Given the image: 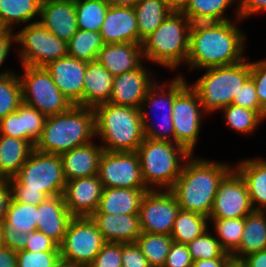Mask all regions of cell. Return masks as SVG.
Listing matches in <instances>:
<instances>
[{
  "label": "cell",
  "instance_id": "obj_1",
  "mask_svg": "<svg viewBox=\"0 0 266 267\" xmlns=\"http://www.w3.org/2000/svg\"><path fill=\"white\" fill-rule=\"evenodd\" d=\"M235 22H197L190 30L187 65L190 69H209L244 60L246 39Z\"/></svg>",
  "mask_w": 266,
  "mask_h": 267
},
{
  "label": "cell",
  "instance_id": "obj_2",
  "mask_svg": "<svg viewBox=\"0 0 266 267\" xmlns=\"http://www.w3.org/2000/svg\"><path fill=\"white\" fill-rule=\"evenodd\" d=\"M184 163L171 191L181 210L210 216L220 182L233 169L228 163L193 158Z\"/></svg>",
  "mask_w": 266,
  "mask_h": 267
},
{
  "label": "cell",
  "instance_id": "obj_3",
  "mask_svg": "<svg viewBox=\"0 0 266 267\" xmlns=\"http://www.w3.org/2000/svg\"><path fill=\"white\" fill-rule=\"evenodd\" d=\"M92 137H95L94 109L72 105L63 113L46 117L41 137L34 149L60 155L93 142Z\"/></svg>",
  "mask_w": 266,
  "mask_h": 267
},
{
  "label": "cell",
  "instance_id": "obj_4",
  "mask_svg": "<svg viewBox=\"0 0 266 267\" xmlns=\"http://www.w3.org/2000/svg\"><path fill=\"white\" fill-rule=\"evenodd\" d=\"M94 109L95 136L109 152H135L144 140L139 108L103 103Z\"/></svg>",
  "mask_w": 266,
  "mask_h": 267
},
{
  "label": "cell",
  "instance_id": "obj_5",
  "mask_svg": "<svg viewBox=\"0 0 266 267\" xmlns=\"http://www.w3.org/2000/svg\"><path fill=\"white\" fill-rule=\"evenodd\" d=\"M191 26L182 12H170L161 25L142 40L143 59L177 69L187 61Z\"/></svg>",
  "mask_w": 266,
  "mask_h": 267
},
{
  "label": "cell",
  "instance_id": "obj_6",
  "mask_svg": "<svg viewBox=\"0 0 266 267\" xmlns=\"http://www.w3.org/2000/svg\"><path fill=\"white\" fill-rule=\"evenodd\" d=\"M142 178L149 190H171L191 154L175 142L144 138L137 151ZM160 187V188H158Z\"/></svg>",
  "mask_w": 266,
  "mask_h": 267
},
{
  "label": "cell",
  "instance_id": "obj_7",
  "mask_svg": "<svg viewBox=\"0 0 266 267\" xmlns=\"http://www.w3.org/2000/svg\"><path fill=\"white\" fill-rule=\"evenodd\" d=\"M206 72L190 85L201 102L205 114L232 104L244 82L250 77V62L245 59L232 65L205 69Z\"/></svg>",
  "mask_w": 266,
  "mask_h": 267
},
{
  "label": "cell",
  "instance_id": "obj_8",
  "mask_svg": "<svg viewBox=\"0 0 266 267\" xmlns=\"http://www.w3.org/2000/svg\"><path fill=\"white\" fill-rule=\"evenodd\" d=\"M7 181L12 191L43 192L47 197L62 195L66 184L60 156L36 149Z\"/></svg>",
  "mask_w": 266,
  "mask_h": 267
},
{
  "label": "cell",
  "instance_id": "obj_9",
  "mask_svg": "<svg viewBox=\"0 0 266 267\" xmlns=\"http://www.w3.org/2000/svg\"><path fill=\"white\" fill-rule=\"evenodd\" d=\"M19 76L22 102L36 108L45 117L67 111L73 104L60 92L45 67L22 66Z\"/></svg>",
  "mask_w": 266,
  "mask_h": 267
},
{
  "label": "cell",
  "instance_id": "obj_10",
  "mask_svg": "<svg viewBox=\"0 0 266 267\" xmlns=\"http://www.w3.org/2000/svg\"><path fill=\"white\" fill-rule=\"evenodd\" d=\"M169 82V84H167L168 82L164 84L166 85L165 87L164 85H160L159 83L155 82L149 88L147 95L145 96L140 106L144 137L147 139L154 141L174 142V126L172 118L174 98L188 83L186 82V79L181 75H178V77ZM144 106H148L155 112H159V110L161 112L165 109L166 113H163L161 115V121L163 122V124L159 123V127L161 126V129L156 128L157 126L155 127L152 125V123L149 122L150 115L147 113V108L144 109Z\"/></svg>",
  "mask_w": 266,
  "mask_h": 267
},
{
  "label": "cell",
  "instance_id": "obj_11",
  "mask_svg": "<svg viewBox=\"0 0 266 267\" xmlns=\"http://www.w3.org/2000/svg\"><path fill=\"white\" fill-rule=\"evenodd\" d=\"M16 33V43L21 45L18 55L22 66L44 67L68 55L67 42L48 31L39 21L25 25Z\"/></svg>",
  "mask_w": 266,
  "mask_h": 267
},
{
  "label": "cell",
  "instance_id": "obj_12",
  "mask_svg": "<svg viewBox=\"0 0 266 267\" xmlns=\"http://www.w3.org/2000/svg\"><path fill=\"white\" fill-rule=\"evenodd\" d=\"M106 243L90 217H74L59 246L60 257L77 267L89 266Z\"/></svg>",
  "mask_w": 266,
  "mask_h": 267
},
{
  "label": "cell",
  "instance_id": "obj_13",
  "mask_svg": "<svg viewBox=\"0 0 266 267\" xmlns=\"http://www.w3.org/2000/svg\"><path fill=\"white\" fill-rule=\"evenodd\" d=\"M202 114L205 113L198 94L187 84L174 98L172 118L174 142L184 147L191 155L201 131Z\"/></svg>",
  "mask_w": 266,
  "mask_h": 267
},
{
  "label": "cell",
  "instance_id": "obj_14",
  "mask_svg": "<svg viewBox=\"0 0 266 267\" xmlns=\"http://www.w3.org/2000/svg\"><path fill=\"white\" fill-rule=\"evenodd\" d=\"M179 210L177 198L171 190H148L138 214L141 231L170 235Z\"/></svg>",
  "mask_w": 266,
  "mask_h": 267
},
{
  "label": "cell",
  "instance_id": "obj_15",
  "mask_svg": "<svg viewBox=\"0 0 266 267\" xmlns=\"http://www.w3.org/2000/svg\"><path fill=\"white\" fill-rule=\"evenodd\" d=\"M103 188H147L141 172L140 159L135 152L104 150L98 168Z\"/></svg>",
  "mask_w": 266,
  "mask_h": 267
},
{
  "label": "cell",
  "instance_id": "obj_16",
  "mask_svg": "<svg viewBox=\"0 0 266 267\" xmlns=\"http://www.w3.org/2000/svg\"><path fill=\"white\" fill-rule=\"evenodd\" d=\"M254 211L246 183L233 168L218 186L209 219L245 218Z\"/></svg>",
  "mask_w": 266,
  "mask_h": 267
},
{
  "label": "cell",
  "instance_id": "obj_17",
  "mask_svg": "<svg viewBox=\"0 0 266 267\" xmlns=\"http://www.w3.org/2000/svg\"><path fill=\"white\" fill-rule=\"evenodd\" d=\"M37 220L38 205L19 203L12 198L1 223L5 247L15 252L24 250L27 234L37 230Z\"/></svg>",
  "mask_w": 266,
  "mask_h": 267
},
{
  "label": "cell",
  "instance_id": "obj_18",
  "mask_svg": "<svg viewBox=\"0 0 266 267\" xmlns=\"http://www.w3.org/2000/svg\"><path fill=\"white\" fill-rule=\"evenodd\" d=\"M87 63L67 55L44 66L60 92L73 105L83 106V85Z\"/></svg>",
  "mask_w": 266,
  "mask_h": 267
},
{
  "label": "cell",
  "instance_id": "obj_19",
  "mask_svg": "<svg viewBox=\"0 0 266 267\" xmlns=\"http://www.w3.org/2000/svg\"><path fill=\"white\" fill-rule=\"evenodd\" d=\"M103 186L97 175L66 181L64 203L73 217H90L99 207Z\"/></svg>",
  "mask_w": 266,
  "mask_h": 267
},
{
  "label": "cell",
  "instance_id": "obj_20",
  "mask_svg": "<svg viewBox=\"0 0 266 267\" xmlns=\"http://www.w3.org/2000/svg\"><path fill=\"white\" fill-rule=\"evenodd\" d=\"M150 75L142 64L138 69L115 76L108 103L140 109L149 88L156 82Z\"/></svg>",
  "mask_w": 266,
  "mask_h": 267
},
{
  "label": "cell",
  "instance_id": "obj_21",
  "mask_svg": "<svg viewBox=\"0 0 266 267\" xmlns=\"http://www.w3.org/2000/svg\"><path fill=\"white\" fill-rule=\"evenodd\" d=\"M38 21L56 37L68 42L78 30L74 0H42Z\"/></svg>",
  "mask_w": 266,
  "mask_h": 267
},
{
  "label": "cell",
  "instance_id": "obj_22",
  "mask_svg": "<svg viewBox=\"0 0 266 267\" xmlns=\"http://www.w3.org/2000/svg\"><path fill=\"white\" fill-rule=\"evenodd\" d=\"M104 44L139 43L137 18L132 7L109 6L100 28Z\"/></svg>",
  "mask_w": 266,
  "mask_h": 267
},
{
  "label": "cell",
  "instance_id": "obj_23",
  "mask_svg": "<svg viewBox=\"0 0 266 267\" xmlns=\"http://www.w3.org/2000/svg\"><path fill=\"white\" fill-rule=\"evenodd\" d=\"M73 218L62 195L47 197L38 204L37 230L60 246Z\"/></svg>",
  "mask_w": 266,
  "mask_h": 267
},
{
  "label": "cell",
  "instance_id": "obj_24",
  "mask_svg": "<svg viewBox=\"0 0 266 267\" xmlns=\"http://www.w3.org/2000/svg\"><path fill=\"white\" fill-rule=\"evenodd\" d=\"M90 218L106 242L134 243L142 233L139 215L93 213Z\"/></svg>",
  "mask_w": 266,
  "mask_h": 267
},
{
  "label": "cell",
  "instance_id": "obj_25",
  "mask_svg": "<svg viewBox=\"0 0 266 267\" xmlns=\"http://www.w3.org/2000/svg\"><path fill=\"white\" fill-rule=\"evenodd\" d=\"M103 151L102 146L90 142L60 154L65 180L97 175Z\"/></svg>",
  "mask_w": 266,
  "mask_h": 267
},
{
  "label": "cell",
  "instance_id": "obj_26",
  "mask_svg": "<svg viewBox=\"0 0 266 267\" xmlns=\"http://www.w3.org/2000/svg\"><path fill=\"white\" fill-rule=\"evenodd\" d=\"M142 47L139 43L104 44L97 60L113 77L138 69L144 62Z\"/></svg>",
  "mask_w": 266,
  "mask_h": 267
},
{
  "label": "cell",
  "instance_id": "obj_27",
  "mask_svg": "<svg viewBox=\"0 0 266 267\" xmlns=\"http://www.w3.org/2000/svg\"><path fill=\"white\" fill-rule=\"evenodd\" d=\"M113 79L112 74L98 60L88 62L83 85V106L94 108L108 103Z\"/></svg>",
  "mask_w": 266,
  "mask_h": 267
},
{
  "label": "cell",
  "instance_id": "obj_28",
  "mask_svg": "<svg viewBox=\"0 0 266 267\" xmlns=\"http://www.w3.org/2000/svg\"><path fill=\"white\" fill-rule=\"evenodd\" d=\"M148 188H103L98 209L94 213L138 215Z\"/></svg>",
  "mask_w": 266,
  "mask_h": 267
},
{
  "label": "cell",
  "instance_id": "obj_29",
  "mask_svg": "<svg viewBox=\"0 0 266 267\" xmlns=\"http://www.w3.org/2000/svg\"><path fill=\"white\" fill-rule=\"evenodd\" d=\"M260 159H244L234 169L246 183L255 211L266 212V160Z\"/></svg>",
  "mask_w": 266,
  "mask_h": 267
},
{
  "label": "cell",
  "instance_id": "obj_30",
  "mask_svg": "<svg viewBox=\"0 0 266 267\" xmlns=\"http://www.w3.org/2000/svg\"><path fill=\"white\" fill-rule=\"evenodd\" d=\"M33 149L29 141L0 135V180L14 177Z\"/></svg>",
  "mask_w": 266,
  "mask_h": 267
},
{
  "label": "cell",
  "instance_id": "obj_31",
  "mask_svg": "<svg viewBox=\"0 0 266 267\" xmlns=\"http://www.w3.org/2000/svg\"><path fill=\"white\" fill-rule=\"evenodd\" d=\"M266 250V212L254 211L244 218V231L239 247L231 254L232 259Z\"/></svg>",
  "mask_w": 266,
  "mask_h": 267
},
{
  "label": "cell",
  "instance_id": "obj_32",
  "mask_svg": "<svg viewBox=\"0 0 266 267\" xmlns=\"http://www.w3.org/2000/svg\"><path fill=\"white\" fill-rule=\"evenodd\" d=\"M42 0H0V22L7 29L14 31V25L33 23L31 19L40 17Z\"/></svg>",
  "mask_w": 266,
  "mask_h": 267
},
{
  "label": "cell",
  "instance_id": "obj_33",
  "mask_svg": "<svg viewBox=\"0 0 266 267\" xmlns=\"http://www.w3.org/2000/svg\"><path fill=\"white\" fill-rule=\"evenodd\" d=\"M134 11L138 24L139 44L154 32L171 12L161 0H139Z\"/></svg>",
  "mask_w": 266,
  "mask_h": 267
},
{
  "label": "cell",
  "instance_id": "obj_34",
  "mask_svg": "<svg viewBox=\"0 0 266 267\" xmlns=\"http://www.w3.org/2000/svg\"><path fill=\"white\" fill-rule=\"evenodd\" d=\"M209 222L208 217L180 209L170 236L173 242L188 244L208 230Z\"/></svg>",
  "mask_w": 266,
  "mask_h": 267
},
{
  "label": "cell",
  "instance_id": "obj_35",
  "mask_svg": "<svg viewBox=\"0 0 266 267\" xmlns=\"http://www.w3.org/2000/svg\"><path fill=\"white\" fill-rule=\"evenodd\" d=\"M237 0H190L182 12L191 23L197 22H223L230 20L224 16L229 6Z\"/></svg>",
  "mask_w": 266,
  "mask_h": 267
},
{
  "label": "cell",
  "instance_id": "obj_36",
  "mask_svg": "<svg viewBox=\"0 0 266 267\" xmlns=\"http://www.w3.org/2000/svg\"><path fill=\"white\" fill-rule=\"evenodd\" d=\"M103 45L100 32L78 29L67 42L68 55L86 62L94 61Z\"/></svg>",
  "mask_w": 266,
  "mask_h": 267
},
{
  "label": "cell",
  "instance_id": "obj_37",
  "mask_svg": "<svg viewBox=\"0 0 266 267\" xmlns=\"http://www.w3.org/2000/svg\"><path fill=\"white\" fill-rule=\"evenodd\" d=\"M150 267H163L173 239L170 235L142 232L136 240Z\"/></svg>",
  "mask_w": 266,
  "mask_h": 267
},
{
  "label": "cell",
  "instance_id": "obj_38",
  "mask_svg": "<svg viewBox=\"0 0 266 267\" xmlns=\"http://www.w3.org/2000/svg\"><path fill=\"white\" fill-rule=\"evenodd\" d=\"M77 28L100 32L109 5L104 0H74Z\"/></svg>",
  "mask_w": 266,
  "mask_h": 267
},
{
  "label": "cell",
  "instance_id": "obj_39",
  "mask_svg": "<svg viewBox=\"0 0 266 267\" xmlns=\"http://www.w3.org/2000/svg\"><path fill=\"white\" fill-rule=\"evenodd\" d=\"M227 125L243 134L254 132L264 118L256 111L230 104L221 109Z\"/></svg>",
  "mask_w": 266,
  "mask_h": 267
},
{
  "label": "cell",
  "instance_id": "obj_40",
  "mask_svg": "<svg viewBox=\"0 0 266 267\" xmlns=\"http://www.w3.org/2000/svg\"><path fill=\"white\" fill-rule=\"evenodd\" d=\"M209 220L214 223L216 239L220 242L222 248L227 253L232 254L241 243L244 231V218Z\"/></svg>",
  "mask_w": 266,
  "mask_h": 267
},
{
  "label": "cell",
  "instance_id": "obj_41",
  "mask_svg": "<svg viewBox=\"0 0 266 267\" xmlns=\"http://www.w3.org/2000/svg\"><path fill=\"white\" fill-rule=\"evenodd\" d=\"M22 103L19 76L13 72L0 77V120L9 113L15 112Z\"/></svg>",
  "mask_w": 266,
  "mask_h": 267
},
{
  "label": "cell",
  "instance_id": "obj_42",
  "mask_svg": "<svg viewBox=\"0 0 266 267\" xmlns=\"http://www.w3.org/2000/svg\"><path fill=\"white\" fill-rule=\"evenodd\" d=\"M187 247L193 261L212 258H232L231 254L222 248L220 242L208 230L192 242H189Z\"/></svg>",
  "mask_w": 266,
  "mask_h": 267
},
{
  "label": "cell",
  "instance_id": "obj_43",
  "mask_svg": "<svg viewBox=\"0 0 266 267\" xmlns=\"http://www.w3.org/2000/svg\"><path fill=\"white\" fill-rule=\"evenodd\" d=\"M46 117L36 108L22 103V124L25 131V141H29L33 146L40 139Z\"/></svg>",
  "mask_w": 266,
  "mask_h": 267
},
{
  "label": "cell",
  "instance_id": "obj_44",
  "mask_svg": "<svg viewBox=\"0 0 266 267\" xmlns=\"http://www.w3.org/2000/svg\"><path fill=\"white\" fill-rule=\"evenodd\" d=\"M17 254V267H50L60 258V251L31 252L21 250Z\"/></svg>",
  "mask_w": 266,
  "mask_h": 267
},
{
  "label": "cell",
  "instance_id": "obj_45",
  "mask_svg": "<svg viewBox=\"0 0 266 267\" xmlns=\"http://www.w3.org/2000/svg\"><path fill=\"white\" fill-rule=\"evenodd\" d=\"M90 267H122V243L106 242Z\"/></svg>",
  "mask_w": 266,
  "mask_h": 267
},
{
  "label": "cell",
  "instance_id": "obj_46",
  "mask_svg": "<svg viewBox=\"0 0 266 267\" xmlns=\"http://www.w3.org/2000/svg\"><path fill=\"white\" fill-rule=\"evenodd\" d=\"M232 104L256 110L264 119H266V111L259 104L255 85L251 77L244 82L238 95H235Z\"/></svg>",
  "mask_w": 266,
  "mask_h": 267
},
{
  "label": "cell",
  "instance_id": "obj_47",
  "mask_svg": "<svg viewBox=\"0 0 266 267\" xmlns=\"http://www.w3.org/2000/svg\"><path fill=\"white\" fill-rule=\"evenodd\" d=\"M0 135L25 140V131L22 124V104L15 112L9 113L0 120Z\"/></svg>",
  "mask_w": 266,
  "mask_h": 267
},
{
  "label": "cell",
  "instance_id": "obj_48",
  "mask_svg": "<svg viewBox=\"0 0 266 267\" xmlns=\"http://www.w3.org/2000/svg\"><path fill=\"white\" fill-rule=\"evenodd\" d=\"M250 69L259 104L266 111V59L250 62Z\"/></svg>",
  "mask_w": 266,
  "mask_h": 267
},
{
  "label": "cell",
  "instance_id": "obj_49",
  "mask_svg": "<svg viewBox=\"0 0 266 267\" xmlns=\"http://www.w3.org/2000/svg\"><path fill=\"white\" fill-rule=\"evenodd\" d=\"M24 250L31 252L60 251L59 246L39 230L27 234Z\"/></svg>",
  "mask_w": 266,
  "mask_h": 267
},
{
  "label": "cell",
  "instance_id": "obj_50",
  "mask_svg": "<svg viewBox=\"0 0 266 267\" xmlns=\"http://www.w3.org/2000/svg\"><path fill=\"white\" fill-rule=\"evenodd\" d=\"M193 259L187 244L173 242L171 244L165 266L168 267H192Z\"/></svg>",
  "mask_w": 266,
  "mask_h": 267
},
{
  "label": "cell",
  "instance_id": "obj_51",
  "mask_svg": "<svg viewBox=\"0 0 266 267\" xmlns=\"http://www.w3.org/2000/svg\"><path fill=\"white\" fill-rule=\"evenodd\" d=\"M122 267H150L136 242L122 243Z\"/></svg>",
  "mask_w": 266,
  "mask_h": 267
},
{
  "label": "cell",
  "instance_id": "obj_52",
  "mask_svg": "<svg viewBox=\"0 0 266 267\" xmlns=\"http://www.w3.org/2000/svg\"><path fill=\"white\" fill-rule=\"evenodd\" d=\"M236 19L242 21L252 14L266 10V0H240L237 4Z\"/></svg>",
  "mask_w": 266,
  "mask_h": 267
},
{
  "label": "cell",
  "instance_id": "obj_53",
  "mask_svg": "<svg viewBox=\"0 0 266 267\" xmlns=\"http://www.w3.org/2000/svg\"><path fill=\"white\" fill-rule=\"evenodd\" d=\"M16 43V33L12 30H7L2 36H0V67L2 66L5 59L8 57V54L11 49V45ZM13 73L8 69L6 71L0 72V77L6 76Z\"/></svg>",
  "mask_w": 266,
  "mask_h": 267
},
{
  "label": "cell",
  "instance_id": "obj_54",
  "mask_svg": "<svg viewBox=\"0 0 266 267\" xmlns=\"http://www.w3.org/2000/svg\"><path fill=\"white\" fill-rule=\"evenodd\" d=\"M12 198L19 203L38 205L44 201L47 196L43 192L12 191Z\"/></svg>",
  "mask_w": 266,
  "mask_h": 267
},
{
  "label": "cell",
  "instance_id": "obj_55",
  "mask_svg": "<svg viewBox=\"0 0 266 267\" xmlns=\"http://www.w3.org/2000/svg\"><path fill=\"white\" fill-rule=\"evenodd\" d=\"M12 199L11 186L7 180H0V224L6 218V213Z\"/></svg>",
  "mask_w": 266,
  "mask_h": 267
},
{
  "label": "cell",
  "instance_id": "obj_56",
  "mask_svg": "<svg viewBox=\"0 0 266 267\" xmlns=\"http://www.w3.org/2000/svg\"><path fill=\"white\" fill-rule=\"evenodd\" d=\"M241 261L246 267H266V250L251 253L242 258Z\"/></svg>",
  "mask_w": 266,
  "mask_h": 267
},
{
  "label": "cell",
  "instance_id": "obj_57",
  "mask_svg": "<svg viewBox=\"0 0 266 267\" xmlns=\"http://www.w3.org/2000/svg\"><path fill=\"white\" fill-rule=\"evenodd\" d=\"M0 267H17V254L9 248L0 249Z\"/></svg>",
  "mask_w": 266,
  "mask_h": 267
},
{
  "label": "cell",
  "instance_id": "obj_58",
  "mask_svg": "<svg viewBox=\"0 0 266 267\" xmlns=\"http://www.w3.org/2000/svg\"><path fill=\"white\" fill-rule=\"evenodd\" d=\"M232 258H212L193 261L192 267H227Z\"/></svg>",
  "mask_w": 266,
  "mask_h": 267
},
{
  "label": "cell",
  "instance_id": "obj_59",
  "mask_svg": "<svg viewBox=\"0 0 266 267\" xmlns=\"http://www.w3.org/2000/svg\"><path fill=\"white\" fill-rule=\"evenodd\" d=\"M171 12H183L190 0H161Z\"/></svg>",
  "mask_w": 266,
  "mask_h": 267
},
{
  "label": "cell",
  "instance_id": "obj_60",
  "mask_svg": "<svg viewBox=\"0 0 266 267\" xmlns=\"http://www.w3.org/2000/svg\"><path fill=\"white\" fill-rule=\"evenodd\" d=\"M109 6L113 7H132L134 8L135 5L138 3L139 0H104Z\"/></svg>",
  "mask_w": 266,
  "mask_h": 267
},
{
  "label": "cell",
  "instance_id": "obj_61",
  "mask_svg": "<svg viewBox=\"0 0 266 267\" xmlns=\"http://www.w3.org/2000/svg\"><path fill=\"white\" fill-rule=\"evenodd\" d=\"M50 267H77L73 263L68 262L64 258L60 257L57 261H55Z\"/></svg>",
  "mask_w": 266,
  "mask_h": 267
},
{
  "label": "cell",
  "instance_id": "obj_62",
  "mask_svg": "<svg viewBox=\"0 0 266 267\" xmlns=\"http://www.w3.org/2000/svg\"><path fill=\"white\" fill-rule=\"evenodd\" d=\"M227 267H246L245 264L241 261V260H235V259H232Z\"/></svg>",
  "mask_w": 266,
  "mask_h": 267
},
{
  "label": "cell",
  "instance_id": "obj_63",
  "mask_svg": "<svg viewBox=\"0 0 266 267\" xmlns=\"http://www.w3.org/2000/svg\"><path fill=\"white\" fill-rule=\"evenodd\" d=\"M4 247H5V244H4V238H3V228L0 224V249Z\"/></svg>",
  "mask_w": 266,
  "mask_h": 267
},
{
  "label": "cell",
  "instance_id": "obj_64",
  "mask_svg": "<svg viewBox=\"0 0 266 267\" xmlns=\"http://www.w3.org/2000/svg\"><path fill=\"white\" fill-rule=\"evenodd\" d=\"M6 31L7 29L0 22V36H2Z\"/></svg>",
  "mask_w": 266,
  "mask_h": 267
}]
</instances>
